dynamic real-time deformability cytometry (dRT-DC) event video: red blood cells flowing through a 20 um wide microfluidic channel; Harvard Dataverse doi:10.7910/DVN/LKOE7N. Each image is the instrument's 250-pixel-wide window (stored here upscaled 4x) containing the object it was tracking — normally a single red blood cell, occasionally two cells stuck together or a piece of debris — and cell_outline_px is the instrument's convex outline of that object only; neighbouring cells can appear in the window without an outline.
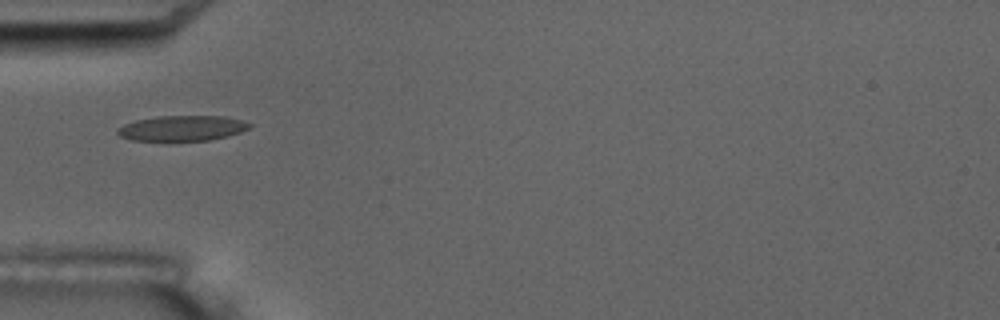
{"species": "common noctule bat (a hibernating species)", "species_latin": "Nyctalus noctula", "temperature_condition": "room temperature", "stored_images_in_passage": 2, "camera_frame_rate_fps": 3000, "um_per_image_px": 0.085, "animal": {"sex": "male", "body_mass_g": 17.5, "forearm_length_mm": 52.3}, "frame": {"image": 1, "passage_image": 1, "time_ms": 0.0, "image_size_px": [1000, 320], "cell_outline_px": [[252, 128], [228, 136], [208, 140], [132, 140], [120, 136], [116, 132], [116, 128], [124, 124], [136, 120], [156, 116], [224, 116], [240, 120], [252, 124]], "centroid_in_image_um": [15.48, 10.89], "position_along_channel_um": 69.5, "area_um2": 19.42}}